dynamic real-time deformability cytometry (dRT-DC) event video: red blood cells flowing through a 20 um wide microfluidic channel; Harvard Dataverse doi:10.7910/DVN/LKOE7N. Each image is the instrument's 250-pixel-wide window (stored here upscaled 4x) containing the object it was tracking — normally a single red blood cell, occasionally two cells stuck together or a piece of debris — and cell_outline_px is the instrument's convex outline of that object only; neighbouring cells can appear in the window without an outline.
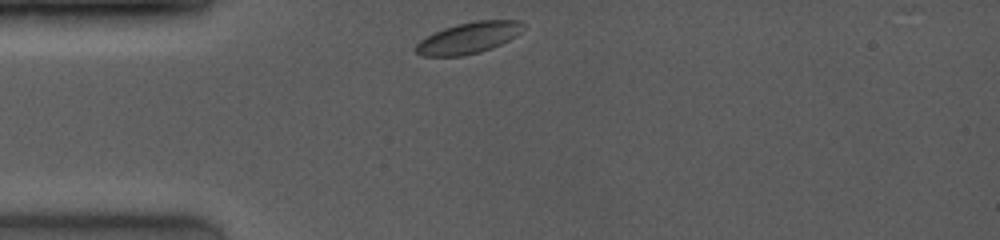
{"species": "common noctule bat (a hibernating species)", "species_latin": "Nyctalus noctula", "temperature_condition": "room temperature", "stored_images_in_passage": 42, "camera_frame_rate_fps": 4000, "um_per_image_px": 0.085, "animal": {"sex": "female", "body_mass_g": 19.0, "forearm_length_mm": 53.3}, "frame": {"image": 1, "passage_image": 1, "time_ms": 0.0, "image_size_px": [1000, 240], "cell_outline_px": [[524, 28], [516, 36], [492, 48], [480, 52], [464, 56], [420, 56], [416, 52], [416, 44], [420, 40], [444, 28], [456, 24], [476, 20], [520, 20], [524, 24]], "centroid_in_image_um": [39.85, 3.22], "position_along_channel_um": 45.2, "area_um2": 19.54}}
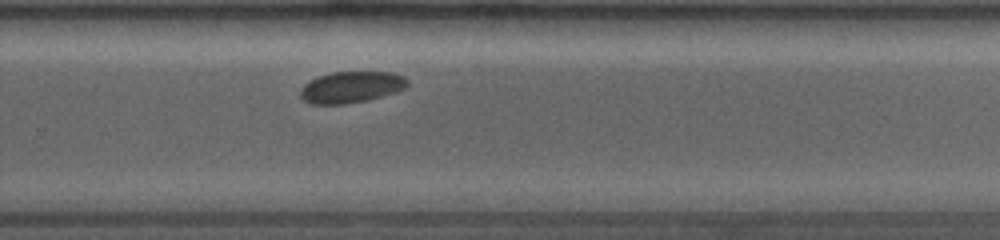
{"frame": {"image": 2, "passage_image": 29, "time_ms": 7.0, "image_size_px": [1000, 240], "cell_outline_px": [[408, 84], [404, 88], [396, 92], [368, 100], [344, 104], [308, 104], [300, 96], [300, 88], [308, 80], [332, 72], [392, 72], [404, 76], [408, 80]], "centroid_in_image_um": [29.83, 7.41], "position_along_channel_um": 300.0, "area_um2": 19.71}}
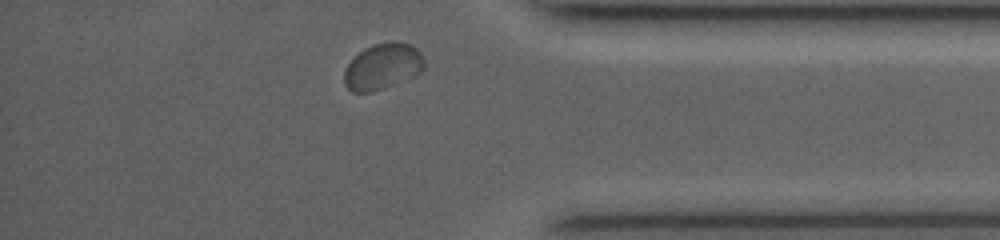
{"frame": {"image": 3, "passage_image": 39, "time_ms": 9.75, "image_size_px": [1000, 240], "cell_outline_px": [[424, 68], [420, 72], [396, 84], [372, 92], [352, 92], [344, 84], [344, 72], [348, 64], [364, 48], [372, 44], [392, 40], [396, 40], [408, 44], [416, 48], [420, 52], [424, 60]], "centroid_in_image_um": [32.52, 5.64], "position_along_channel_um": 402.7, "area_um2": 21.5}}